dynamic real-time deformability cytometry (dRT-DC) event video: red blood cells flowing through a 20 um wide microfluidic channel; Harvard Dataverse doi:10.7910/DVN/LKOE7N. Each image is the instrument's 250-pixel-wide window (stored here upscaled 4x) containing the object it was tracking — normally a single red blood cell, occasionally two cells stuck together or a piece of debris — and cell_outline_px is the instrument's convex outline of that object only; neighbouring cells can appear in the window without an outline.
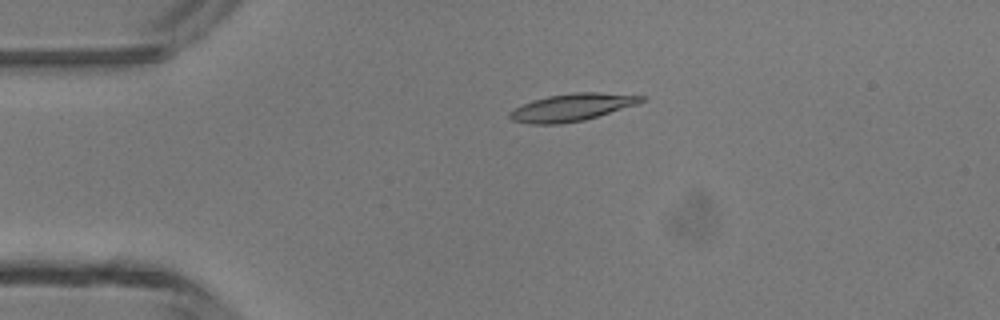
{"species": "common noctule bat (a hibernating species)", "species_latin": "Nyctalus noctula", "temperature_condition": "room temperature", "stored_images_in_passage": 2, "camera_frame_rate_fps": 3000, "um_per_image_px": 0.085, "animal": {"sex": "male", "body_mass_g": 13.3}, "frame": {"image": 1, "passage_image": 1, "time_ms": 0.0, "image_size_px": [1000, 320], "cell_outline_px": [[648, 100], [640, 104], [584, 120], [560, 124], [528, 124], [512, 120], [508, 116], [508, 112], [532, 100], [548, 96], [576, 92], [600, 92], [648, 96]], "centroid_in_image_um": [48.69, 9.12], "position_along_channel_um": 36.3, "area_um2": 21.27}}